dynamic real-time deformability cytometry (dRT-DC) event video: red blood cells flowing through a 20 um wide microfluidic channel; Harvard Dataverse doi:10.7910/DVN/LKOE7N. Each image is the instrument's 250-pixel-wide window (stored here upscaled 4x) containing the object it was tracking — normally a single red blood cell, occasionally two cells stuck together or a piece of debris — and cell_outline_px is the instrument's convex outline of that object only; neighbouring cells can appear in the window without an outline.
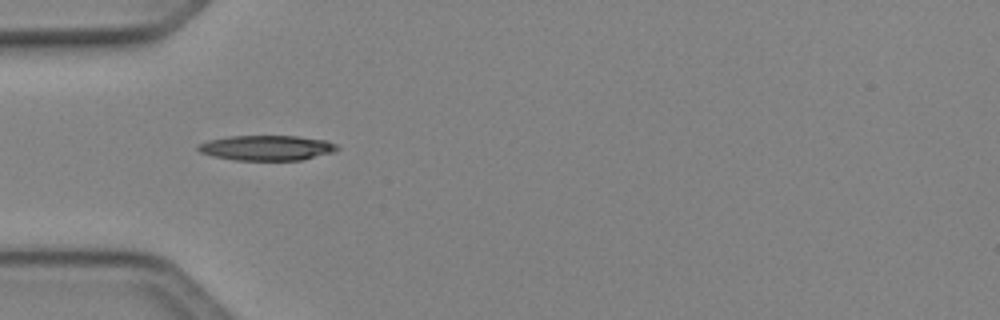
{"species": "Egyptian fruit bat (a non-hibernating species)", "species_latin": "Rousettus aegyptiacus", "temperature_condition": "cold", "stored_images_in_passage": 35, "camera_frame_rate_fps": 3000, "um_per_image_px": 0.085, "animal": {"sex": "female"}, "frame": {"image": 1, "passage_image": 1, "time_ms": 0.0, "image_size_px": [1000, 320], "cell_outline_px": [[340, 148], [332, 152], [300, 160], [236, 160], [212, 156], [200, 152], [196, 148], [196, 144], [208, 140], [228, 136], [296, 136], [324, 140], [336, 144]], "centroid_in_image_um": [22.61, 12.56], "position_along_channel_um": 62.4, "area_um2": 20.29}}
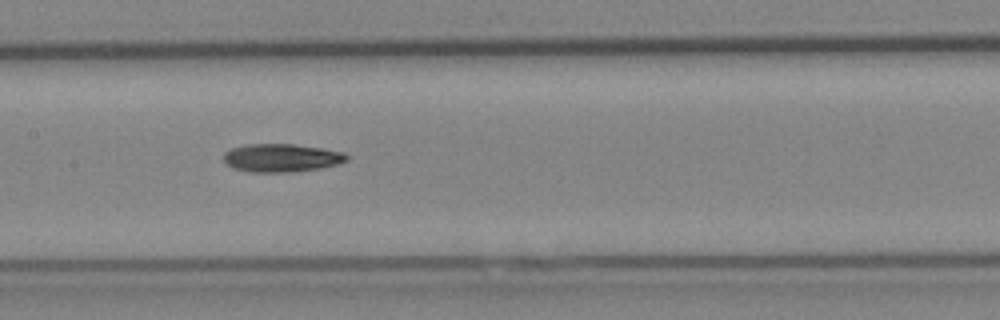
{"frame": {"image": 2, "passage_image": 10, "time_ms": 3.0, "image_size_px": [1000, 320], "cell_outline_px": [[348, 160], [336, 164], [316, 168], [284, 172], [252, 172], [236, 168], [228, 164], [224, 160], [224, 152], [232, 148], [248, 144], [292, 144], [324, 148], [344, 152], [348, 156]], "centroid_in_image_um": [23.93, 13.4], "position_along_channel_um": 183.5, "area_um2": 19.83}}
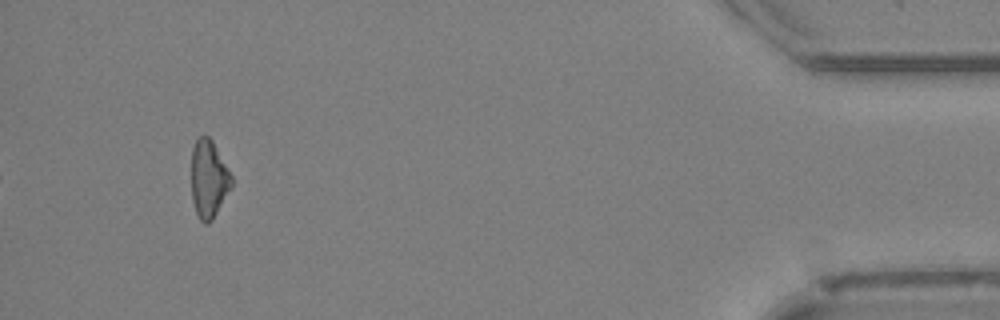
{"frame": {"image": 3, "passage_image": 32, "time_ms": 10.333, "image_size_px": [1000, 320], "cell_outline_px": [[232, 188], [212, 220], [208, 224], [204, 224], [200, 220], [196, 212], [192, 200], [192, 148], [196, 140], [200, 136], [208, 136], [212, 140], [232, 176]], "centroid_in_image_um": [17.75, 15.24], "position_along_channel_um": 417.5, "area_um2": 18.15}, "authors_computed_cell_mechanics": {"area_um2": 19.363, "velocity_mm_per_s": 4.1264, "shape_relaxation_time_tau1_ms": 8.475, "shape_relaxation_time_tau2_ms": null, "deformation_change_tau1": 0.2013, "deformation_change_tau2": null}}